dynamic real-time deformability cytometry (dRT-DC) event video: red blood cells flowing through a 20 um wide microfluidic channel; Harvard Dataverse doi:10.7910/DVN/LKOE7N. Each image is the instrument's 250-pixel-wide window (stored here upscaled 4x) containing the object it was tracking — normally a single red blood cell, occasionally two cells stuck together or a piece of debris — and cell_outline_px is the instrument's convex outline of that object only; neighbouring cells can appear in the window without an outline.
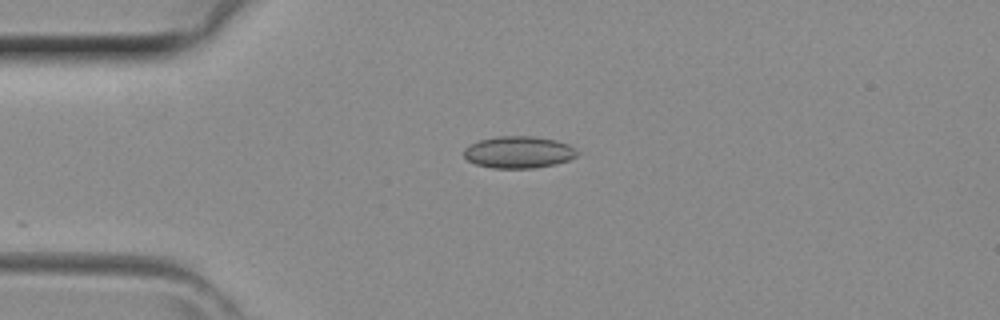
{"species": "common noctule bat (a hibernating species)", "species_latin": "Nyctalus noctula", "temperature_condition": "room temperature", "stored_images_in_passage": 11, "camera_frame_rate_fps": 3000, "um_per_image_px": 0.085, "animal": {"sex": "female", "body_mass_g": 29.2, "forearm_length_mm": 56.3}, "frame": {"image": 1, "passage_image": 1, "time_ms": 0.0, "image_size_px": [1000, 320], "cell_outline_px": [[580, 152], [576, 156], [568, 160], [556, 164], [536, 168], [492, 168], [476, 164], [468, 160], [464, 156], [464, 148], [468, 144], [480, 140], [496, 136], [536, 136], [556, 140], [568, 144]], "centroid_in_image_um": [44.08, 12.93], "position_along_channel_um": 40.9, "area_um2": 21.27}}
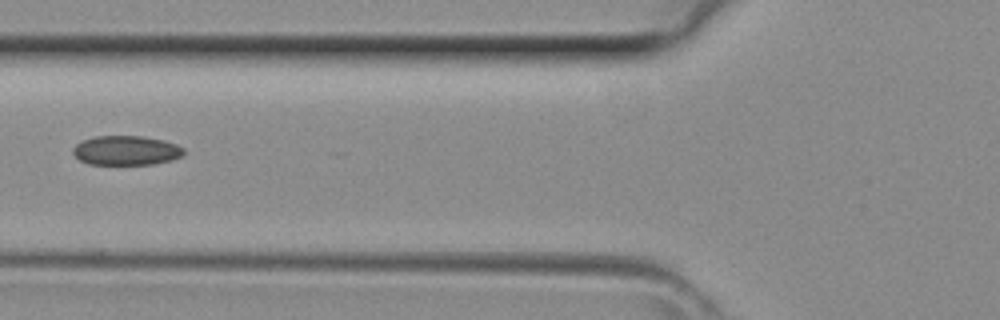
{"frame": {"image": 2, "passage_image": 7, "time_ms": 2.0, "image_size_px": [1000, 320], "cell_outline_px": [[184, 156], [172, 160], [152, 164], [88, 164], [80, 160], [72, 152], [72, 148], [76, 144], [84, 140], [96, 136], [140, 136], [164, 140], [176, 144], [184, 148]], "centroid_in_image_um": [10.74, 12.79], "position_along_channel_um": 115.1, "area_um2": 19.02}}
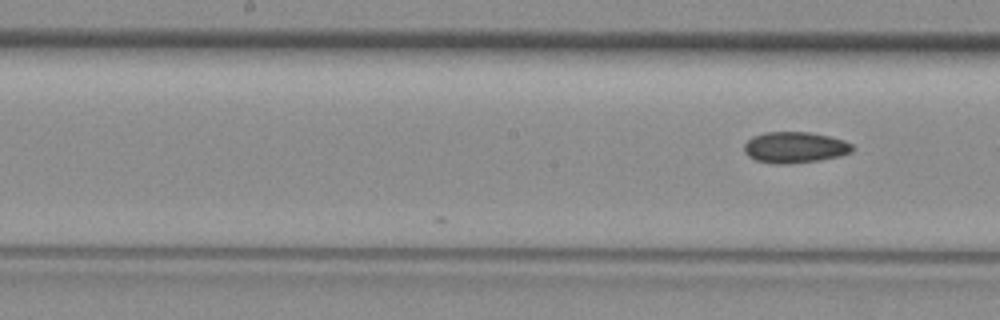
{"frame": {"image": 3, "passage_image": 11, "time_ms": 3.333, "image_size_px": [1000, 320], "cell_outline_px": [[852, 152], [840, 156], [820, 160], [788, 164], [776, 164], [756, 160], [748, 156], [744, 152], [744, 144], [752, 136], [764, 132], [808, 132], [828, 136], [844, 140], [852, 144]], "centroid_in_image_um": [67.54, 12.53], "position_along_channel_um": 180.7, "area_um2": 19.65}}